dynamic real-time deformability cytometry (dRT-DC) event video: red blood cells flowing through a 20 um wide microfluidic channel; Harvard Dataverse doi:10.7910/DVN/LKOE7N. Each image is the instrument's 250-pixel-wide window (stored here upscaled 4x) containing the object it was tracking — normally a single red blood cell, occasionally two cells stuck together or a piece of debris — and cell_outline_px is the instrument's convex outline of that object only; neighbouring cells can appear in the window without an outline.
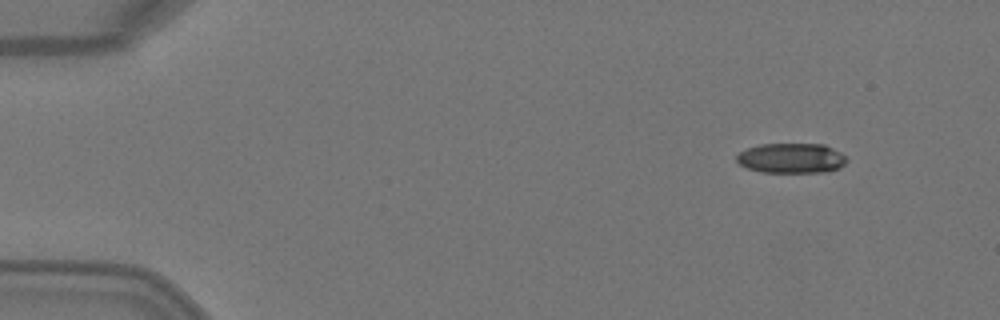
{"species": "Egyptian fruit bat (a non-hibernating species)", "species_latin": "Rousettus aegyptiacus", "temperature_condition": "warm", "stored_images_in_passage": 3, "camera_frame_rate_fps": 3000, "um_per_image_px": 0.085, "animal": {"sex": "female"}, "frame": {"image": 1, "passage_image": 1, "time_ms": 0.0, "image_size_px": [1000, 320], "cell_outline_px": [[848, 160], [840, 168], [824, 172], [760, 172], [748, 168], [740, 164], [736, 160], [736, 156], [740, 152], [748, 148], [760, 144], [824, 144], [840, 152]], "centroid_in_image_um": [67.27, 13.44], "position_along_channel_um": 17.7, "area_um2": 19.19}}
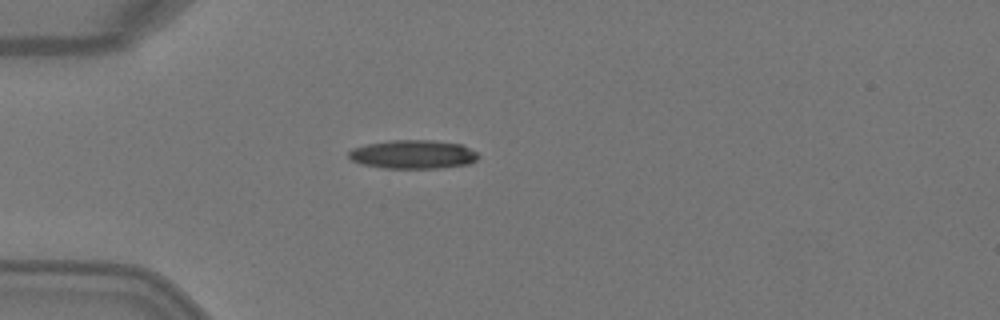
{"frame": {"image": 2, "passage_image": 3, "time_ms": 0.667, "image_size_px": [1000, 320], "cell_outline_px": [[480, 156], [476, 160], [468, 164], [440, 168], [384, 168], [360, 164], [352, 160], [348, 156], [348, 152], [352, 148], [368, 144], [388, 140], [436, 140], [460, 144], [476, 152]], "centroid_in_image_um": [35.09, 13.12], "position_along_channel_um": 49.9, "area_um2": 21.73}}